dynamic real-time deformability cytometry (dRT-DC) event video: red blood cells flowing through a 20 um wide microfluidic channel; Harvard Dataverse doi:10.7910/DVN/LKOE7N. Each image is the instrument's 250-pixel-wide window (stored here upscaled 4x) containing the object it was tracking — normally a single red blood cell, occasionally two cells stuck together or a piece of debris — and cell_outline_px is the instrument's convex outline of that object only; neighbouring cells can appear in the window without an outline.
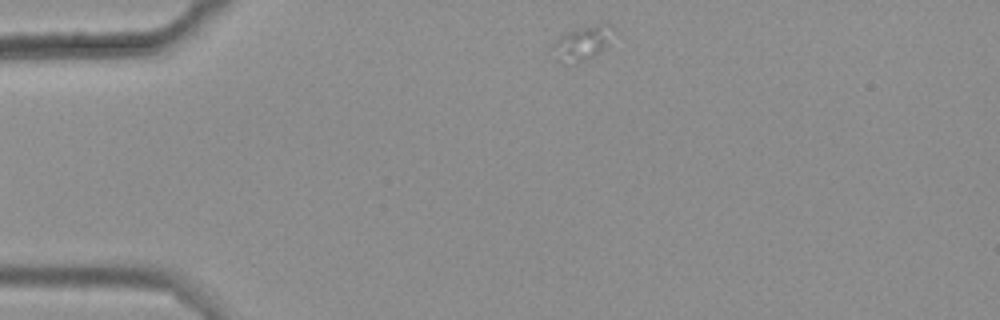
{"species": "common noctule bat (a hibernating species)", "species_latin": "Nyctalus noctula", "temperature_condition": "warm", "stored_images_in_passage": 40, "camera_frame_rate_fps": 3000, "um_per_image_px": 0.085, "animal": {"sex": "female", "body_mass_g": 25.1}, "frame": {"image": 1, "passage_image": 1, "time_ms": 0.0, "image_size_px": [1000, 320], "cell_outline_px": [[616, 32], [600, 52], [584, 60], [564, 64], [556, 60], [552, 44], [564, 32], [596, 24], [612, 24], [616, 28]], "centroid_in_image_um": [49.51, 3.63], "position_along_channel_um": 35.5, "area_um2": 12.08}}
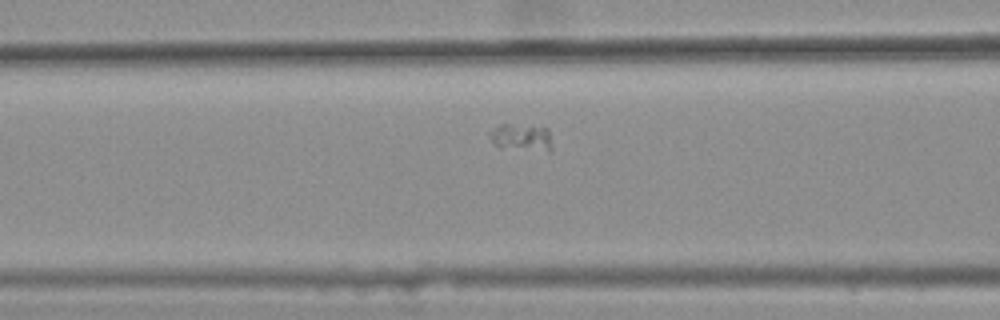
{"frame": {"image": 2, "passage_image": 12, "time_ms": 3.667, "image_size_px": [1000, 320], "cell_outline_px": [[552, 152], [548, 152], [500, 148], [492, 140], [488, 132], [500, 124], [508, 124], [548, 128], [552, 144]], "centroid_in_image_um": [44.36, 11.71], "position_along_channel_um": 122.2, "area_um2": 10.06}}